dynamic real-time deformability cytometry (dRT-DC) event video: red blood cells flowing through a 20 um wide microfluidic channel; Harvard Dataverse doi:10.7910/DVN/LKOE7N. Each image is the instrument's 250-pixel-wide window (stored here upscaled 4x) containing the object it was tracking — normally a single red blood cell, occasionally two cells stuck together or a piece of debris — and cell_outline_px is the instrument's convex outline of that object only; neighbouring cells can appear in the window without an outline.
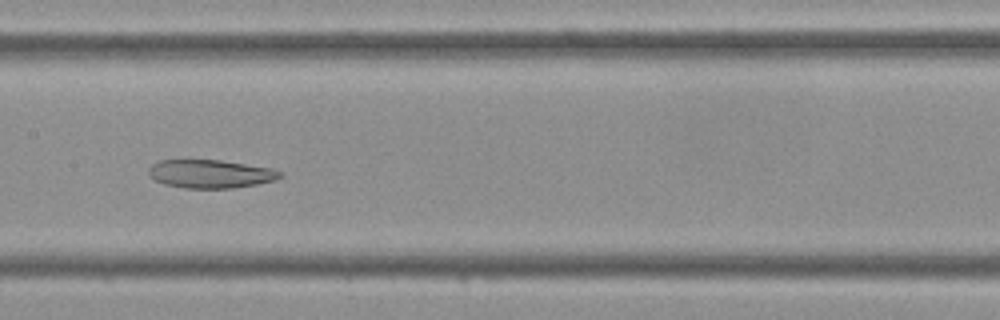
{"species": "Egyptian fruit bat (a non-hibernating species)", "species_latin": "Rousettus aegyptiacus", "temperature_condition": "cold", "stored_images_in_passage": 44, "camera_frame_rate_fps": 3000, "um_per_image_px": 0.085, "frame": {"image": 1, "passage_image": 21, "time_ms": 6.667, "image_size_px": [1000, 320], "cell_outline_px": [[284, 176], [276, 180], [256, 184], [232, 188], [184, 188], [164, 184], [156, 180], [148, 172], [148, 168], [152, 164], [160, 160], [220, 160], [272, 168], [284, 172]], "centroid_in_image_um": [17.93, 14.78], "position_along_channel_um": 189.5, "area_um2": 21.73}}
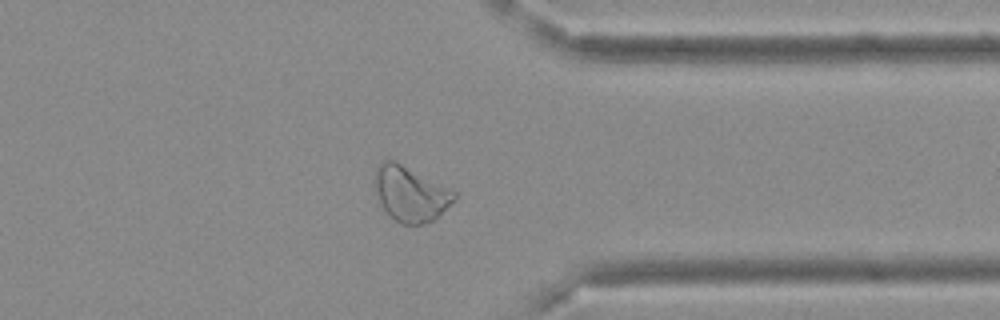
{"frame": {"image": 2, "passage_image": 34, "time_ms": 11.0, "image_size_px": [1000, 320], "cell_outline_px": [[456, 200], [432, 220], [420, 224], [400, 224], [380, 204], [376, 188], [376, 168], [380, 160], [388, 156], [396, 160], [456, 192]], "centroid_in_image_um": [34.88, 16.42], "position_along_channel_um": 376.5, "area_um2": 25.32}}
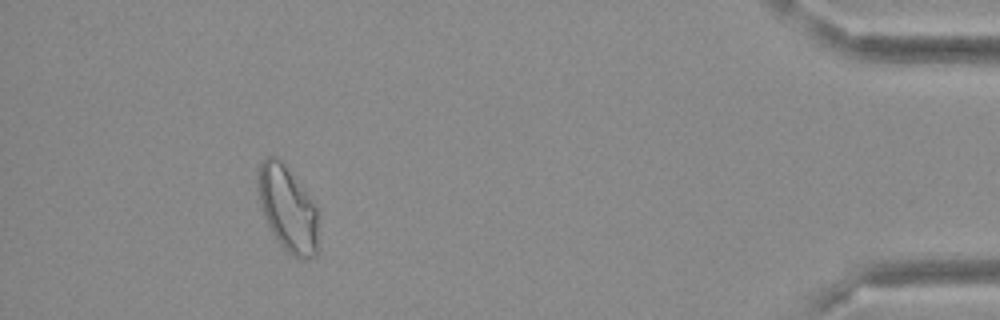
{"frame": {"image": 3, "passage_image": 40, "time_ms": 13.0, "image_size_px": [1000, 320], "cell_outline_px": [[316, 256], [304, 260], [300, 260], [292, 256], [276, 240], [264, 216], [260, 204], [256, 184], [256, 172], [260, 164], [268, 156], [276, 156], [280, 160], [316, 204]], "centroid_in_image_um": [24.41, 17.75], "position_along_channel_um": 410.8, "area_um2": 29.88}}